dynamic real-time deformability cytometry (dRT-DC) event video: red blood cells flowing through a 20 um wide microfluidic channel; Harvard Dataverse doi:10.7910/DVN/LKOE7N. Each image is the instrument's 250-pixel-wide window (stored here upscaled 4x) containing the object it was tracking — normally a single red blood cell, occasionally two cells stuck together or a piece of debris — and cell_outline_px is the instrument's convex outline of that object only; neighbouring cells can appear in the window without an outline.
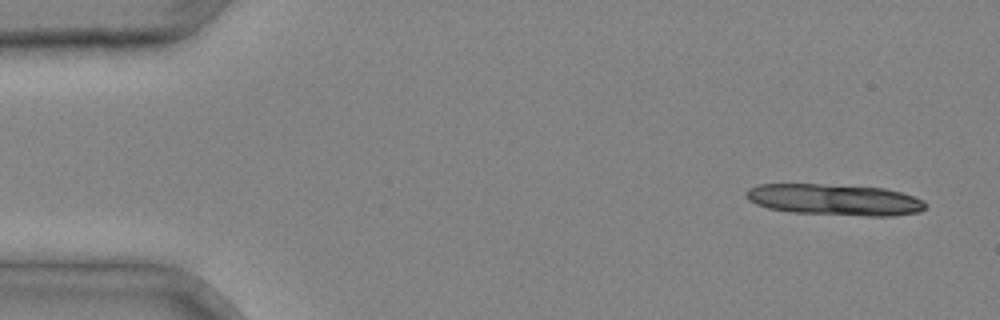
{"species": "common noctule bat (a hibernating species)", "species_latin": "Nyctalus noctula", "temperature_condition": "cold", "stored_images_in_passage": 4, "camera_frame_rate_fps": 3000, "um_per_image_px": 0.085, "animal": {"sex": "male", "body_mass_g": 20.4}, "frame": {"image": 1, "passage_image": 1, "time_ms": 0.0, "image_size_px": [1000, 320], "cell_outline_px": [[924, 208], [920, 212], [892, 216], [864, 216], [792, 212], [768, 208], [756, 204], [748, 200], [744, 192], [748, 188], [756, 184], [820, 184], [884, 188], [900, 192], [924, 200]], "centroid_in_image_um": [70.9, 16.97], "position_along_channel_um": 14.1, "area_um2": 32.71}}